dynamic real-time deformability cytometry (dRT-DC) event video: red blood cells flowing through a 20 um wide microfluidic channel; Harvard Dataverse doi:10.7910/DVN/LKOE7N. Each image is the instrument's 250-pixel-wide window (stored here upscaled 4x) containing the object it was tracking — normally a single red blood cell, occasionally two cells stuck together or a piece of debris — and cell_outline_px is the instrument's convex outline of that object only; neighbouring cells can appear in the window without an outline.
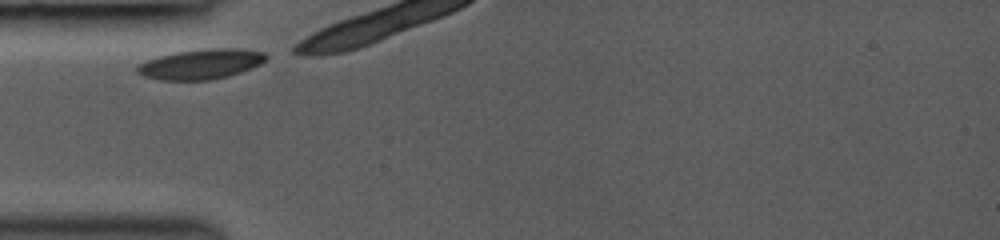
{"species": "common noctule bat (a hibernating species)", "species_latin": "Nyctalus noctula", "temperature_condition": "room temperature", "stored_images_in_passage": 3, "camera_frame_rate_fps": 3000, "um_per_image_px": 0.085, "animal": {"sex": "female", "body_mass_g": 19.0, "forearm_length_mm": 53.3}, "frame": {"image": 1, "passage_image": 1, "time_ms": 0.0, "image_size_px": [1000, 240], "cell_outline_px": [[268, 56], [260, 64], [252, 68], [228, 76], [212, 80], [160, 80], [144, 76], [136, 72], [136, 68], [140, 64], [148, 60], [160, 56], [176, 52], [208, 48], [232, 48], [264, 52]], "centroid_in_image_um": [17.08, 5.45], "position_along_channel_um": 67.9, "area_um2": 22.37}}